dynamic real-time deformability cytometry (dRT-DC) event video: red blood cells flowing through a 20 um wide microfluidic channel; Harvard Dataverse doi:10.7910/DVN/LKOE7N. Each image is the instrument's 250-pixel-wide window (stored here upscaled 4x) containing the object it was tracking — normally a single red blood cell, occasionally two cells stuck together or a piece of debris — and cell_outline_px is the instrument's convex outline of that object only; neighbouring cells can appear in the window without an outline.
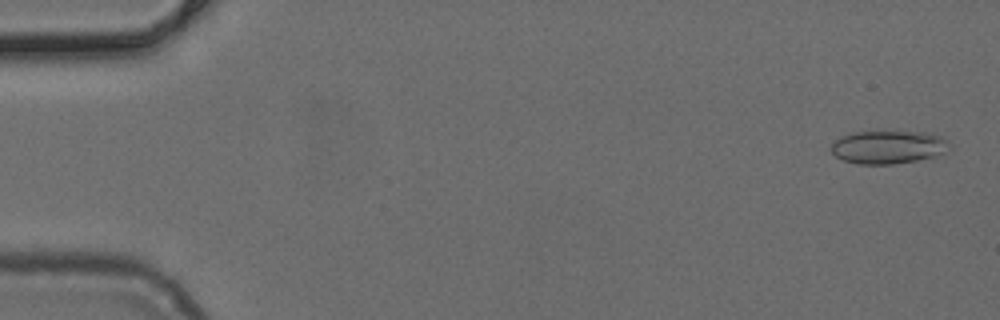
{"species": "common noctule bat (a hibernating species)", "species_latin": "Nyctalus noctula", "temperature_condition": "cold", "stored_images_in_passage": 50, "camera_frame_rate_fps": 3000, "um_per_image_px": 0.085, "animal": {"sex": "female", "body_mass_g": 24.6, "forearm_length_mm": 56.2}, "frame": {"image": 1, "passage_image": 2, "time_ms": 0.333, "image_size_px": [1000, 320], "cell_outline_px": [[952, 148], [936, 156], [916, 160], [892, 164], [856, 164], [844, 160], [836, 156], [832, 152], [832, 144], [840, 136], [852, 132], [924, 132], [940, 136], [948, 140], [952, 144]], "centroid_in_image_um": [75.53, 12.5], "position_along_channel_um": 9.5, "area_um2": 22.83}}
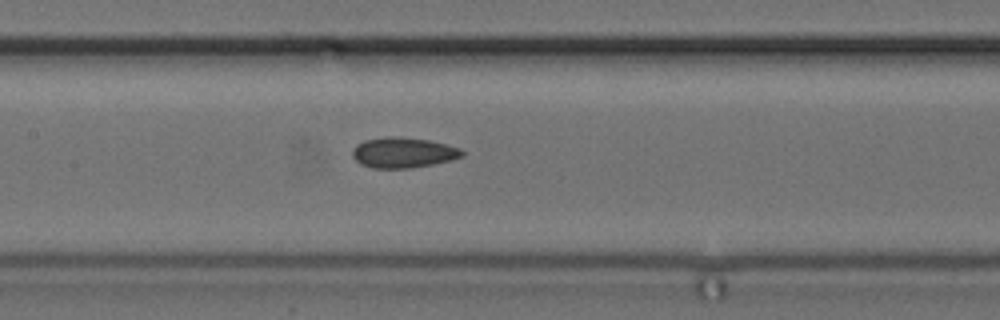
{"frame": {"image": 2, "passage_image": 24, "time_ms": 7.667, "image_size_px": [1000, 320], "cell_outline_px": [[464, 156], [452, 160], [412, 168], [372, 168], [360, 164], [352, 156], [352, 152], [356, 144], [364, 140], [388, 136], [428, 140], [460, 148], [464, 152]], "centroid_in_image_um": [34.26, 12.98], "position_along_channel_um": 173.1, "area_um2": 19.36}}
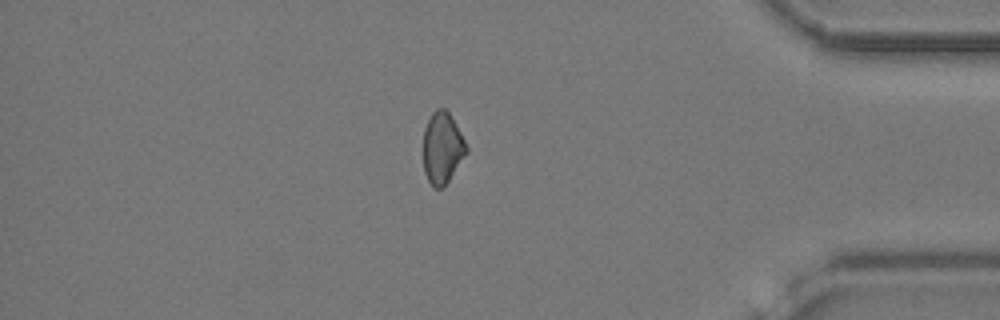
{"frame": {"image": 3, "passage_image": 43, "time_ms": 14.0, "image_size_px": [1000, 320], "cell_outline_px": [[468, 152], [448, 180], [440, 188], [432, 188], [424, 172], [424, 128], [432, 112], [436, 108], [444, 108], [448, 112], [460, 132], [468, 148]], "centroid_in_image_um": [37.59, 12.57], "position_along_channel_um": 397.6, "area_um2": 17.69}}